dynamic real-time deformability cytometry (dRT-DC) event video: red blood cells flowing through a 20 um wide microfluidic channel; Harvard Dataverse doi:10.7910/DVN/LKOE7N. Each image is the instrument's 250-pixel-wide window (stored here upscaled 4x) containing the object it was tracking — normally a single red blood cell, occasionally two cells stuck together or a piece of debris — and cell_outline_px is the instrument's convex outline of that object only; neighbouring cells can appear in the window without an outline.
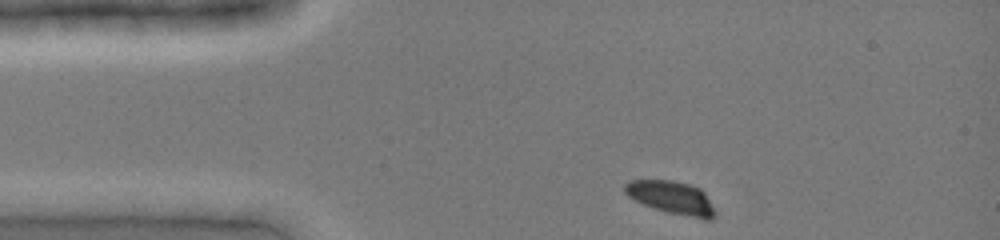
{"species": "common noctule bat (a hibernating species)", "species_latin": "Nyctalus noctula", "temperature_condition": "cold", "stored_images_in_passage": 31, "camera_frame_rate_fps": 3000, "um_per_image_px": 0.085, "animal": {"sex": "female", "body_mass_g": 19.0, "forearm_length_mm": 51.5}, "frame": {"image": 1, "passage_image": 1, "time_ms": 0.0, "image_size_px": [1000, 240], "cell_outline_px": [[716, 216], [712, 220], [704, 220], [668, 212], [652, 208], [628, 196], [624, 192], [624, 184], [628, 180], [672, 180], [688, 184], [700, 188], [704, 192], [716, 212]], "centroid_in_image_um": [57.09, 16.8], "position_along_channel_um": 27.9, "area_um2": 17.46}}
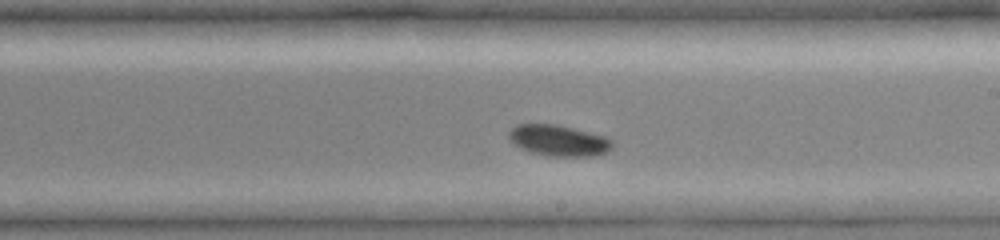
{"frame": {"image": 2, "passage_image": 18, "time_ms": 5.667, "image_size_px": [1000, 240], "cell_outline_px": [[612, 148], [608, 152], [596, 156], [548, 156], [532, 152], [520, 148], [508, 140], [508, 132], [516, 124], [556, 124], [608, 136], [612, 140]], "centroid_in_image_um": [47.5, 11.94], "position_along_channel_um": 241.5, "area_um2": 19.02}}
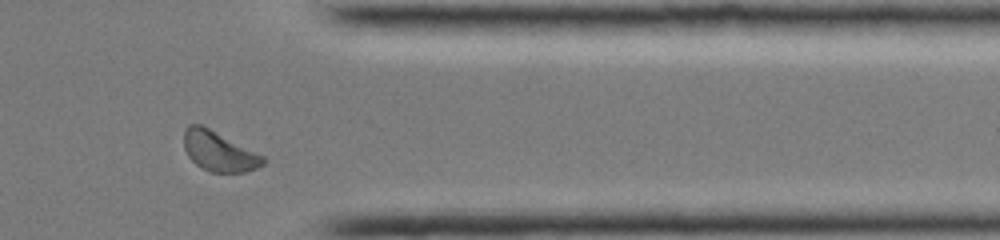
{"frame": {"image": 3, "passage_image": 28, "time_ms": 9.0, "image_size_px": [1000, 240], "cell_outline_px": [[268, 160], [264, 164], [256, 168], [244, 172], [208, 172], [200, 168], [188, 156], [184, 148], [184, 128], [188, 124], [200, 124], [264, 156]], "centroid_in_image_um": [18.59, 12.87], "position_along_channel_um": 392.8, "area_um2": 18.32}}